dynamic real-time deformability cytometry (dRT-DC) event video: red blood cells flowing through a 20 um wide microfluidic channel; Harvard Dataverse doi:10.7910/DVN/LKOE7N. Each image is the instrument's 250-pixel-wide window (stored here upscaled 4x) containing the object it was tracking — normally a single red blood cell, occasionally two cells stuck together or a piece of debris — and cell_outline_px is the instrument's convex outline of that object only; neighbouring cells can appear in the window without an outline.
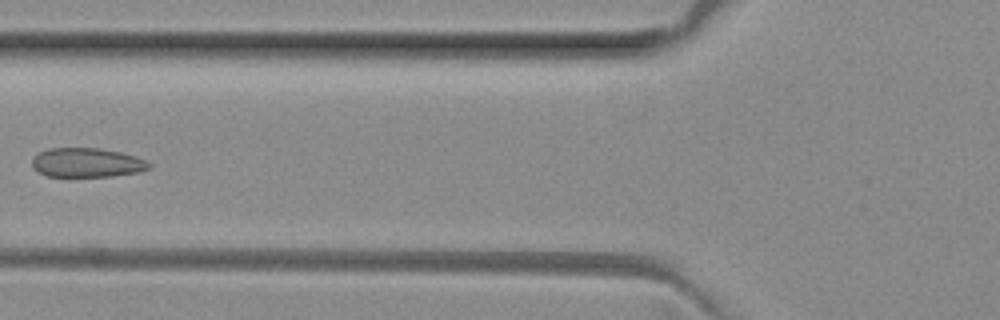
{"species": "common noctule bat (a hibernating species)", "species_latin": "Nyctalus noctula", "temperature_condition": "room temperature", "stored_images_in_passage": 6, "camera_frame_rate_fps": 3000, "um_per_image_px": 0.085, "animal": {"sex": "female", "body_mass_g": 29.2, "forearm_length_mm": 56.3}, "frame": {"image": 1, "passage_image": 6, "time_ms": 1.667, "image_size_px": [1000, 320], "cell_outline_px": [[152, 168], [136, 172], [112, 176], [44, 176], [36, 172], [32, 168], [32, 160], [40, 152], [52, 148], [100, 148], [120, 152], [136, 156], [152, 164]], "centroid_in_image_um": [7.38, 13.83], "position_along_channel_um": 118.4, "area_um2": 19.94}}